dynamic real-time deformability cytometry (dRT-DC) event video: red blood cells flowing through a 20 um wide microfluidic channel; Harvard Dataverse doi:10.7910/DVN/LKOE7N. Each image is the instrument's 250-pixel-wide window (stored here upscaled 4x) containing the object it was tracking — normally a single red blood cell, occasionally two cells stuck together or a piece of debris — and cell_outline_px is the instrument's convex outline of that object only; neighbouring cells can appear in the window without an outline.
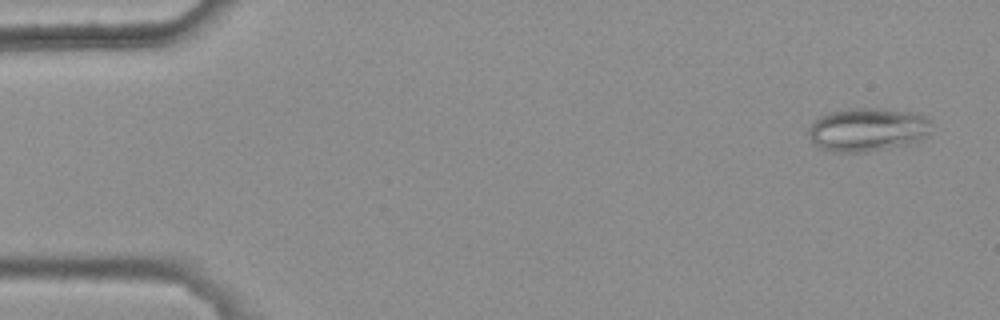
{"species": "common noctule bat (a hibernating species)", "species_latin": "Nyctalus noctula", "temperature_condition": "warm", "stored_images_in_passage": 6, "camera_frame_rate_fps": 3000, "um_per_image_px": 0.085, "animal": {"sex": "female", "body_mass_g": 25.1}, "frame": {"image": 1, "passage_image": 1, "time_ms": 0.0, "image_size_px": [1000, 320], "cell_outline_px": [[932, 120], [928, 132], [924, 140], [908, 144], [868, 152], [832, 152], [820, 148], [808, 136], [808, 128], [820, 116], [832, 112], [848, 108], [876, 108], [916, 112]], "centroid_in_image_um": [73.77, 11.02], "position_along_channel_um": 11.2, "area_um2": 31.39}}